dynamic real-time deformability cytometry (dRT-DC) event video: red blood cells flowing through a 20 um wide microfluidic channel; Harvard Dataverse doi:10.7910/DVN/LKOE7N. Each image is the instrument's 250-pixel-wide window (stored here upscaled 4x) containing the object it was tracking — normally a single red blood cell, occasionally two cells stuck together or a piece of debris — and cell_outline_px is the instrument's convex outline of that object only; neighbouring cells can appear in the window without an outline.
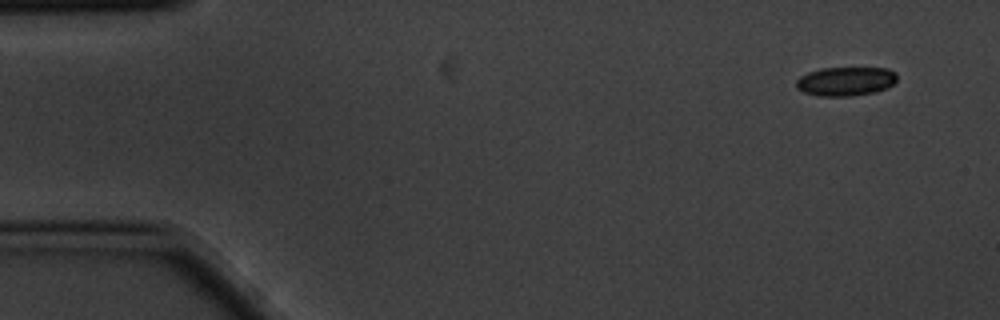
{"species": "common noctule bat (a hibernating species)", "species_latin": "Nyctalus noctula", "temperature_condition": "cold", "stored_images_in_passage": 4, "camera_frame_rate_fps": 3000, "um_per_image_px": 0.085, "animal": {"sex": "male", "body_mass_g": 20.1, "forearm_length_mm": 53.5}, "frame": {"image": 1, "passage_image": 1, "time_ms": 0.0, "image_size_px": [1000, 320], "cell_outline_px": [[896, 80], [888, 88], [876, 92], [852, 96], [816, 96], [804, 92], [796, 88], [796, 80], [800, 76], [808, 72], [820, 68], [888, 68], [896, 72]], "centroid_in_image_um": [71.87, 6.91], "position_along_channel_um": 13.1, "area_um2": 17.22}}
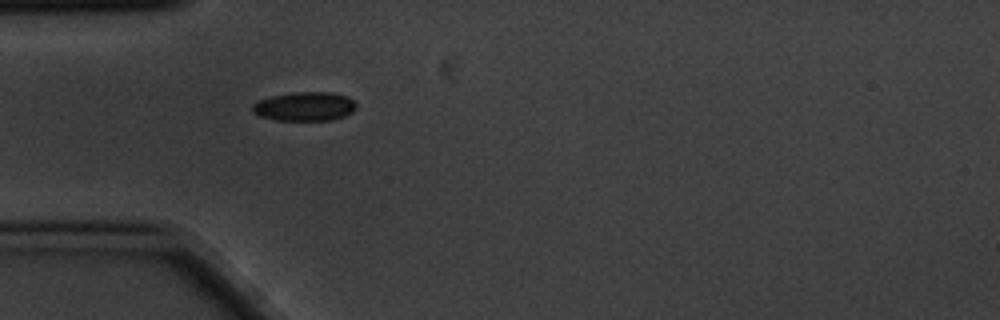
{"frame": {"image": 2, "passage_image": 4, "time_ms": 1.0, "image_size_px": [1000, 320], "cell_outline_px": [[356, 108], [352, 112], [344, 116], [332, 120], [276, 120], [260, 116], [252, 112], [252, 104], [260, 100], [272, 96], [292, 92], [332, 92], [348, 96], [356, 104]], "centroid_in_image_um": [25.91, 9.04], "position_along_channel_um": 59.1, "area_um2": 17.57}}